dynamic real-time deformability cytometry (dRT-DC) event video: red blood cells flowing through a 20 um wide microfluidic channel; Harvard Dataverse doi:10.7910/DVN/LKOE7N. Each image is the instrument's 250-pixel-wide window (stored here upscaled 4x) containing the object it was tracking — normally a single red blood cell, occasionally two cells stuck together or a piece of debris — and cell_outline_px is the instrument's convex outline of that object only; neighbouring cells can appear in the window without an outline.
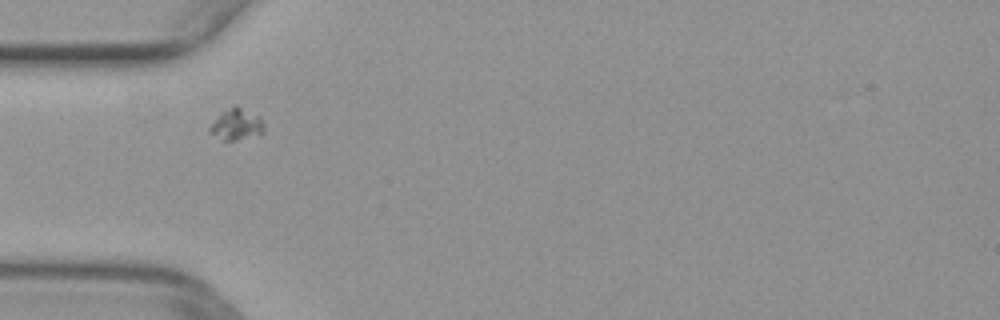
{"species": "common noctule bat (a hibernating species)", "species_latin": "Nyctalus noctula", "temperature_condition": "warm", "stored_images_in_passage": 38, "camera_frame_rate_fps": 3000, "um_per_image_px": 0.085, "animal": {"sex": "female", "body_mass_g": 29.2, "forearm_length_mm": 56.3}, "frame": {"image": 1, "passage_image": 2, "time_ms": 0.333, "image_size_px": [1000, 320], "cell_outline_px": [[264, 132], [260, 136], [236, 140], [224, 140], [208, 132], [208, 128], [220, 112], [236, 104], [260, 116], [264, 124]], "centroid_in_image_um": [20.13, 10.57], "position_along_channel_um": 64.9, "area_um2": 10.23}}